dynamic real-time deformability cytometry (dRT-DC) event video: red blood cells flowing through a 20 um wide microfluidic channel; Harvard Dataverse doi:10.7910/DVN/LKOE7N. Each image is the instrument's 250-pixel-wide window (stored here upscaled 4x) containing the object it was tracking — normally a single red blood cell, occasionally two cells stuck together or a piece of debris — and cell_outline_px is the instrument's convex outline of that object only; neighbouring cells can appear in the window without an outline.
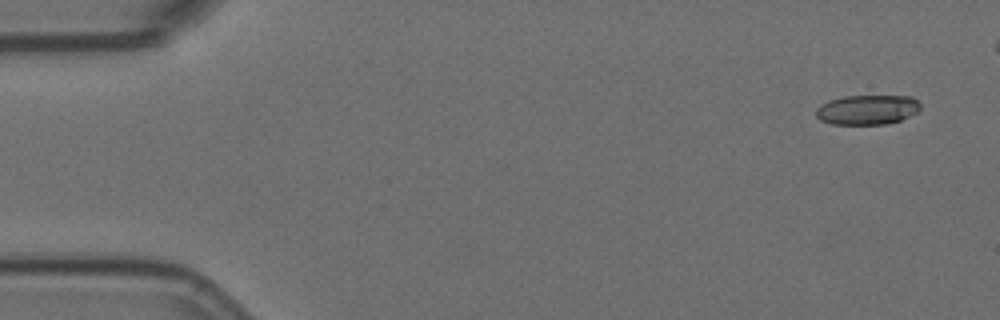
{"species": "Egyptian fruit bat (a non-hibernating species)", "species_latin": "Rousettus aegyptiacus", "temperature_condition": "room temperature", "stored_images_in_passage": 5, "camera_frame_rate_fps": 3000, "um_per_image_px": 0.085, "animal": {"sex": "female"}, "frame": {"image": 1, "passage_image": 1, "time_ms": 0.0, "image_size_px": [1000, 320], "cell_outline_px": [[920, 108], [916, 112], [900, 120], [884, 124], [832, 124], [820, 120], [816, 116], [816, 108], [820, 104], [828, 100], [844, 96], [912, 96], [920, 104]], "centroid_in_image_um": [73.68, 9.32], "position_along_channel_um": 11.3, "area_um2": 18.03}}